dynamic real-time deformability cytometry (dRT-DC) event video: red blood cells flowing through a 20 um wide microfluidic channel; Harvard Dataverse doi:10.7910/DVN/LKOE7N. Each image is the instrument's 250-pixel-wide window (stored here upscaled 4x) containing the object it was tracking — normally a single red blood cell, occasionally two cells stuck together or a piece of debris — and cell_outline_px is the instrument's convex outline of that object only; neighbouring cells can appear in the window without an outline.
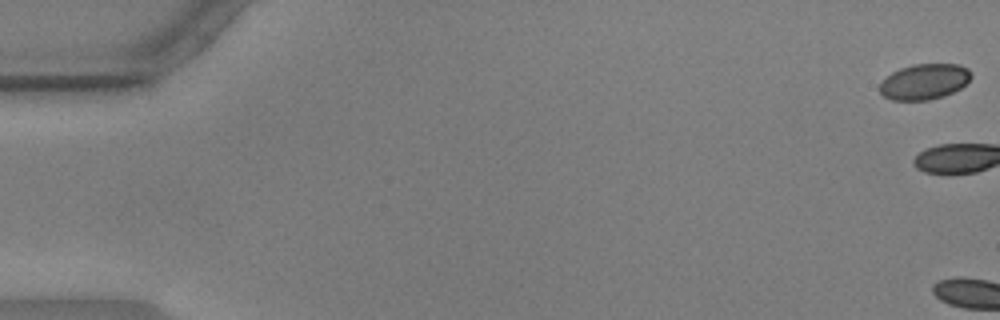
{"species": "common noctule bat (a hibernating species)", "species_latin": "Nyctalus noctula", "temperature_condition": "warm", "stored_images_in_passage": 3, "camera_frame_rate_fps": 3000, "um_per_image_px": 0.085, "animal": {"sex": "male", "body_mass_g": 17.9, "forearm_length_mm": 54.2}, "frame": {"image": 1, "passage_image": 1, "time_ms": 0.0, "image_size_px": [1000, 320], "cell_outline_px": [[972, 76], [960, 88], [944, 96], [928, 100], [892, 100], [884, 96], [880, 92], [880, 84], [892, 72], [900, 68], [912, 64], [960, 64], [968, 68]], "centroid_in_image_um": [78.57, 6.93], "position_along_channel_um": 6.4, "area_um2": 18.84}}